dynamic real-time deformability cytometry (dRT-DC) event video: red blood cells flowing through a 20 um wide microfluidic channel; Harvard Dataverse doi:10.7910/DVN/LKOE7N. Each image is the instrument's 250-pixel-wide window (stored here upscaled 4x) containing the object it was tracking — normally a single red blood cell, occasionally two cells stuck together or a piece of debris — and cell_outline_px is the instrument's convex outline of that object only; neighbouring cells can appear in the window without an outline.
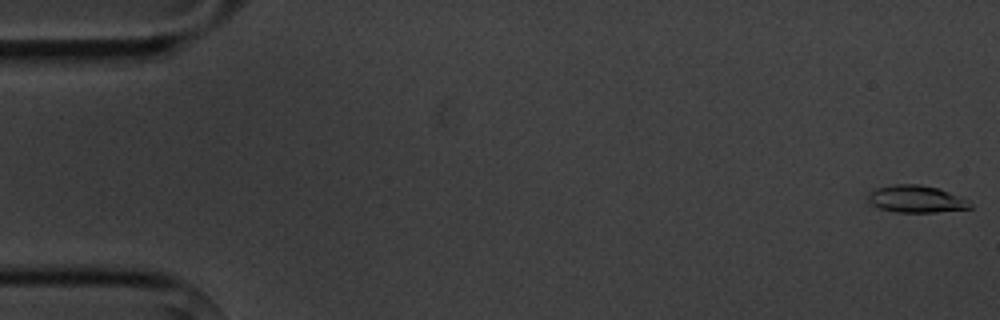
{"species": "common noctule bat (a hibernating species)", "species_latin": "Nyctalus noctula", "temperature_condition": "cold", "stored_images_in_passage": 5, "camera_frame_rate_fps": 3000, "um_per_image_px": 0.085, "animal": {"sex": "male", "body_mass_g": 20.1, "forearm_length_mm": 53.5}, "frame": {"image": 1, "passage_image": 1, "time_ms": 0.0, "image_size_px": [1000, 320], "cell_outline_px": [[972, 208], [936, 212], [896, 212], [880, 208], [872, 204], [864, 196], [868, 192], [876, 188], [896, 184], [920, 184], [940, 188], [968, 200], [972, 204]], "centroid_in_image_um": [77.86, 16.91], "position_along_channel_um": 7.1, "area_um2": 16.3}}
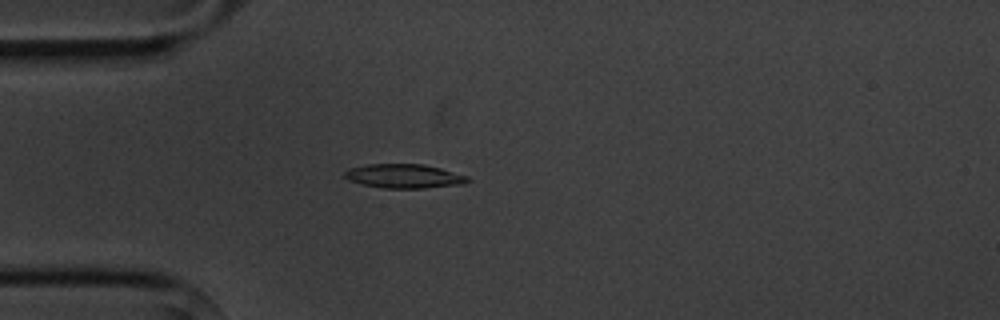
{"frame": {"image": 2, "passage_image": 5, "time_ms": 4.667, "image_size_px": [1000, 320], "cell_outline_px": [[472, 180], [464, 184], [424, 188], [384, 188], [364, 184], [348, 180], [344, 176], [344, 172], [348, 168], [368, 164], [424, 164], [440, 168], [468, 176]], "centroid_in_image_um": [34.37, 14.96], "position_along_channel_um": 50.6, "area_um2": 17.28}}